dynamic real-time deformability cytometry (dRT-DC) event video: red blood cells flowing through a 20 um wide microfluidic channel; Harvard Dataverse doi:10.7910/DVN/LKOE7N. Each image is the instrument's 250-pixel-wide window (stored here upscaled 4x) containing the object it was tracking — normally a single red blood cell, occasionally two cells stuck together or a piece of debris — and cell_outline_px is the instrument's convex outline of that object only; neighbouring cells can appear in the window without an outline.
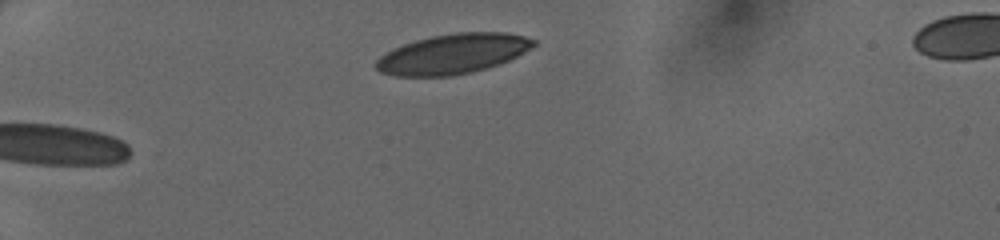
{"species": "human", "species_latin": "Homo sapiens", "temperature_condition": "cold", "stored_images_in_passage": 35, "camera_frame_rate_fps": 3000, "um_per_image_px": 0.085, "donor": {"sex": "female"}, "frame": {"image": 1, "passage_image": 1, "time_ms": 0.0, "image_size_px": [1000, 240], "cell_outline_px": [[536, 44], [532, 48], [508, 60], [472, 72], [452, 76], [396, 76], [380, 72], [372, 64], [380, 56], [404, 44], [416, 40], [432, 36], [456, 32], [504, 32], [524, 36], [536, 40]], "centroid_in_image_um": [38.48, 4.58], "position_along_channel_um": 46.5, "area_um2": 36.41}}
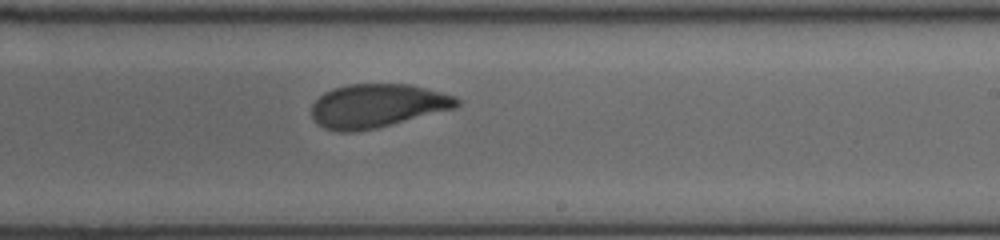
{"frame": {"image": 2, "passage_image": 19, "time_ms": 6.0, "image_size_px": [1000, 240], "cell_outline_px": [[460, 104], [456, 108], [376, 128], [352, 132], [336, 132], [324, 128], [312, 116], [312, 104], [324, 92], [332, 88], [348, 84], [412, 84], [456, 96], [460, 100]], "centroid_in_image_um": [32.08, 8.98], "position_along_channel_um": 256.9, "area_um2": 36.99}}
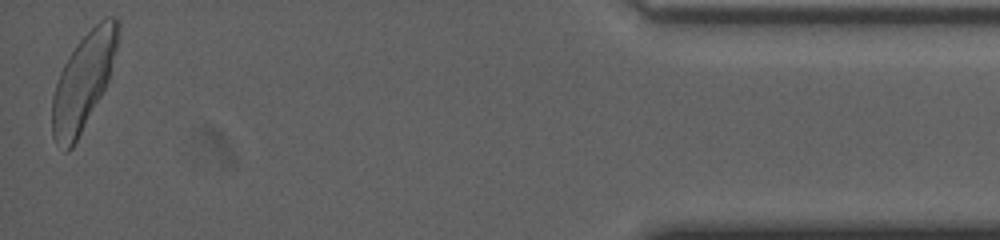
{"frame": {"image": 3, "passage_image": 35, "time_ms": 11.333, "image_size_px": [1000, 240], "cell_outline_px": [[120, 24], [116, 48], [108, 80], [100, 96], [72, 148], [68, 152], [64, 152], [56, 144], [52, 136], [52, 96], [60, 72], [68, 56], [76, 44], [104, 16], [116, 16], [120, 20]], "centroid_in_image_um": [7.06, 6.91], "position_along_channel_um": 428.1, "area_um2": 36.41}}